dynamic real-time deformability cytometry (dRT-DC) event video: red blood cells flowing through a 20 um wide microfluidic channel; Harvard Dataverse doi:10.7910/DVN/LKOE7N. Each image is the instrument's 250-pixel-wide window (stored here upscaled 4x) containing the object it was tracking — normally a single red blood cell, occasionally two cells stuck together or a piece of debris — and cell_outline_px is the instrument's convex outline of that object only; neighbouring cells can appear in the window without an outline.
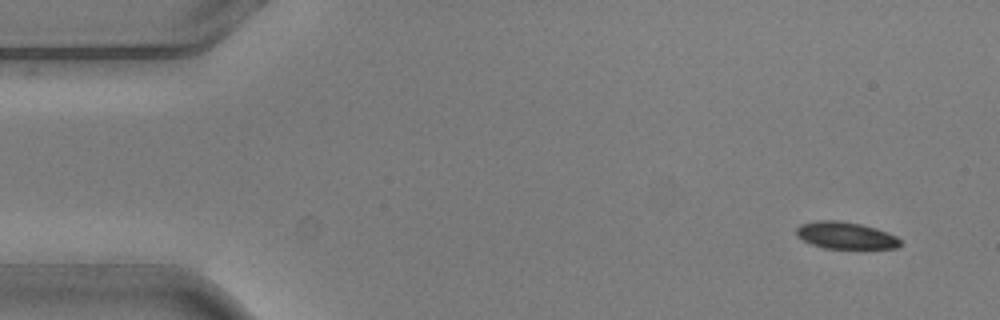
{"species": "common noctule bat (a hibernating species)", "species_latin": "Nyctalus noctula", "temperature_condition": "warm", "stored_images_in_passage": 6, "camera_frame_rate_fps": 3000, "um_per_image_px": 0.085, "animal": {"sex": "male", "body_mass_g": 20.5, "forearm_length_mm": 52.5}, "frame": {"image": 1, "passage_image": 1, "time_ms": 0.0, "image_size_px": [1000, 320], "cell_outline_px": [[900, 244], [896, 248], [824, 248], [812, 244], [796, 236], [796, 228], [800, 224], [816, 220], [836, 220], [860, 224], [876, 228], [896, 236], [900, 240]], "centroid_in_image_um": [71.84, 20.0], "position_along_channel_um": 13.2, "area_um2": 16.18}}
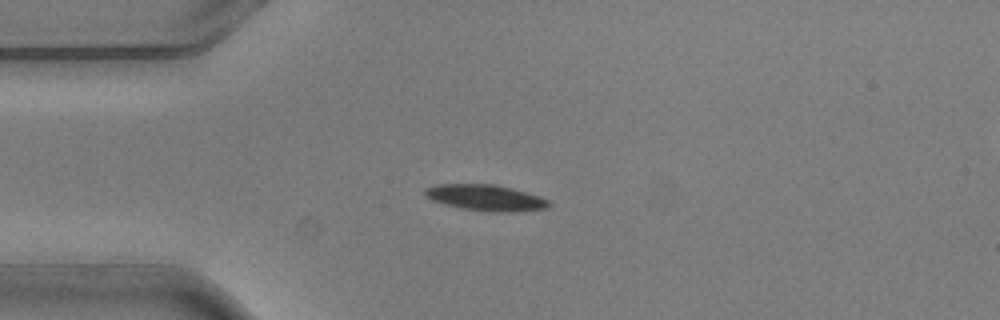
{"frame": {"image": 2, "passage_image": 4, "time_ms": 1.0, "image_size_px": [1000, 320], "cell_outline_px": [[552, 204], [548, 208], [516, 212], [496, 212], [460, 208], [444, 204], [432, 200], [424, 196], [424, 188], [436, 184], [496, 184], [512, 188], [540, 196], [548, 200]], "centroid_in_image_um": [41.28, 16.8], "position_along_channel_um": 43.7, "area_um2": 19.02}}
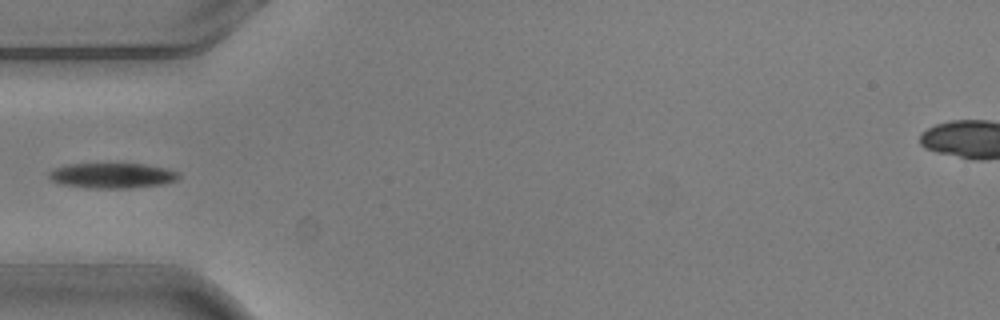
{"frame": {"image": 3, "passage_image": 5, "time_ms": 1.333, "image_size_px": [1000, 320], "cell_outline_px": [[180, 176], [176, 180], [164, 184], [132, 188], [88, 188], [60, 184], [52, 180], [48, 176], [48, 172], [52, 168], [68, 164], [144, 164], [168, 168], [180, 172]], "centroid_in_image_um": [9.55, 14.92], "position_along_channel_um": 75.5, "area_um2": 19.31}}